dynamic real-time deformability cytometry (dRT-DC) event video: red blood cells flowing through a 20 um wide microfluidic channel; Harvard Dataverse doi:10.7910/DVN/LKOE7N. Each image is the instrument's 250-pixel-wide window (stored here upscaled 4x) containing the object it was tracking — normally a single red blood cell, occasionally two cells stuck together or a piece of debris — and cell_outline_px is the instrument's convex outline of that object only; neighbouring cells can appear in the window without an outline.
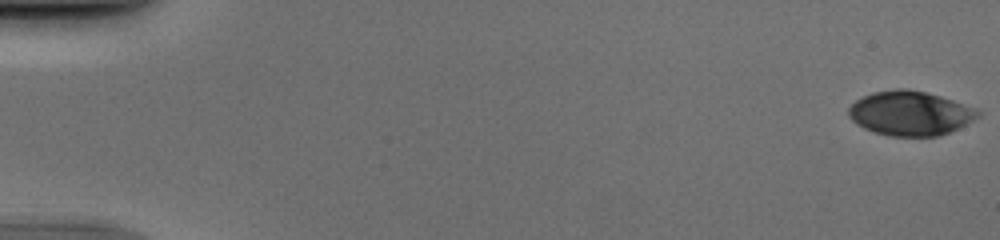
{"species": "human", "species_latin": "Homo sapiens", "temperature_condition": "cold", "stored_images_in_passage": 53, "camera_frame_rate_fps": 3000, "um_per_image_px": 0.085, "donor": {"sex": "male"}, "frame": {"image": 1, "passage_image": 1, "time_ms": 0.0, "image_size_px": [1000, 240], "cell_outline_px": [[980, 116], [948, 132], [936, 136], [888, 136], [864, 128], [856, 124], [848, 116], [848, 108], [856, 100], [872, 92], [896, 88], [908, 88], [940, 96], [976, 108], [980, 112]], "centroid_in_image_um": [77.32, 9.62], "position_along_channel_um": 7.7, "area_um2": 33.23}}
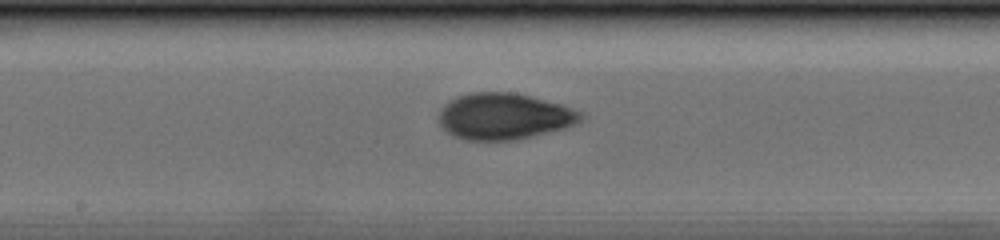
{"frame": {"image": 2, "passage_image": 29, "time_ms": 9.333, "image_size_px": [1000, 240], "cell_outline_px": [[584, 116], [580, 120], [564, 128], [516, 140], [464, 140], [452, 136], [440, 124], [440, 108], [444, 104], [456, 96], [472, 92], [512, 92], [560, 104], [572, 108], [580, 112]], "centroid_in_image_um": [42.8, 9.89], "position_along_channel_um": 205.4, "area_um2": 38.03}}
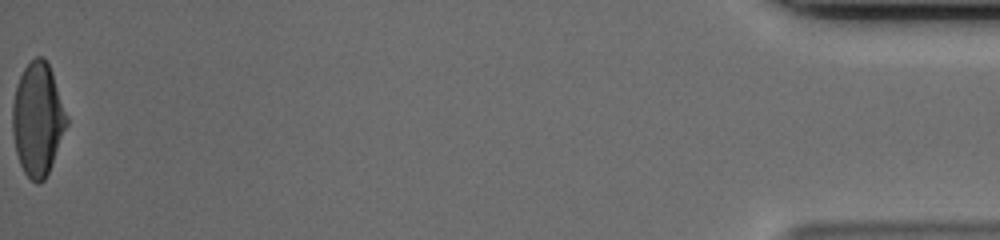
{"frame": {"image": 3, "passage_image": 53, "time_ms": 17.333, "image_size_px": [1000, 240], "cell_outline_px": [[68, 124], [48, 172], [44, 180], [40, 184], [36, 184], [24, 172], [20, 164], [16, 152], [12, 132], [12, 104], [16, 84], [24, 68], [36, 56], [44, 56], [52, 72], [68, 116]], "centroid_in_image_um": [3.2, 10.12], "position_along_channel_um": 432.0, "area_um2": 35.72}}